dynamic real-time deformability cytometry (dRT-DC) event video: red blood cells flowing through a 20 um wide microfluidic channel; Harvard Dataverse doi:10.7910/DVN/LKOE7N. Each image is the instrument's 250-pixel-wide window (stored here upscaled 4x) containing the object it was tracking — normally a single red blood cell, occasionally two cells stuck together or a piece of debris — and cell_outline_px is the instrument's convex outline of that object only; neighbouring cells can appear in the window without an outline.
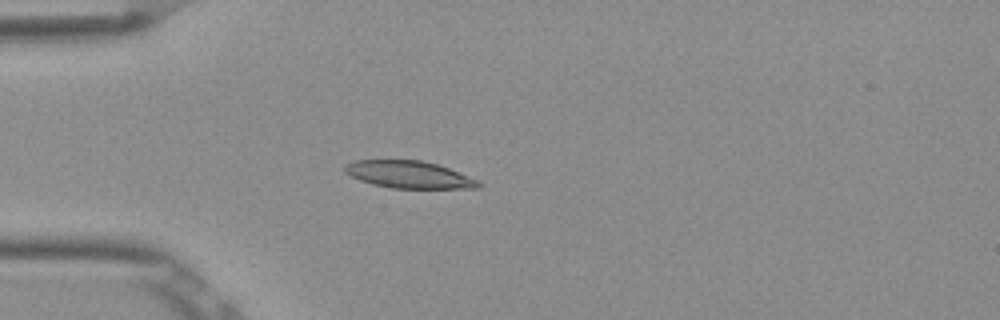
{"species": "Egyptian fruit bat (a non-hibernating species)", "species_latin": "Rousettus aegyptiacus", "temperature_condition": "room temperature", "stored_images_in_passage": 5, "camera_frame_rate_fps": 3000, "um_per_image_px": 0.085, "frame": {"image": 1, "passage_image": 5, "time_ms": 1.333, "image_size_px": [1000, 320], "cell_outline_px": [[480, 188], [392, 188], [372, 184], [360, 180], [344, 172], [344, 164], [356, 160], [420, 160], [436, 164], [448, 168], [476, 180], [480, 184]], "centroid_in_image_um": [34.69, 14.84], "position_along_channel_um": 50.3, "area_um2": 20.92}}